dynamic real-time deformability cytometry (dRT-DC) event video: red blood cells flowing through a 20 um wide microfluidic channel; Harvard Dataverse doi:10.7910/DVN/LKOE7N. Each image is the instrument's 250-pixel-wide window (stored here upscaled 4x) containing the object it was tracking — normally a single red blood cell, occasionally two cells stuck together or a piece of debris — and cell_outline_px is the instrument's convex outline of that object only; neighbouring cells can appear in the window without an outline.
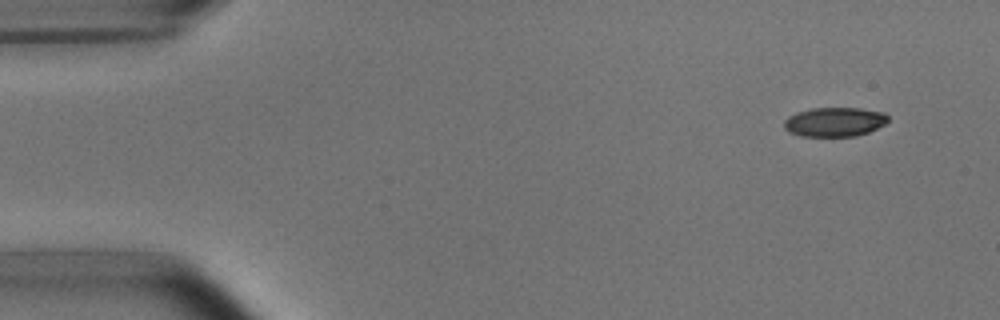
{"species": "common noctule bat (a hibernating species)", "species_latin": "Nyctalus noctula", "temperature_condition": "room temperature", "stored_images_in_passage": 4, "camera_frame_rate_fps": 3000, "um_per_image_px": 0.085, "animal": {"sex": "male", "body_mass_g": 15.6}, "frame": {"image": 1, "passage_image": 1, "time_ms": 0.0, "image_size_px": [1000, 320], "cell_outline_px": [[888, 120], [884, 124], [868, 132], [856, 136], [800, 136], [788, 132], [784, 128], [784, 120], [788, 116], [796, 112], [812, 108], [860, 108], [884, 112], [888, 116]], "centroid_in_image_um": [70.91, 10.36], "position_along_channel_um": 14.1, "area_um2": 17.8}}
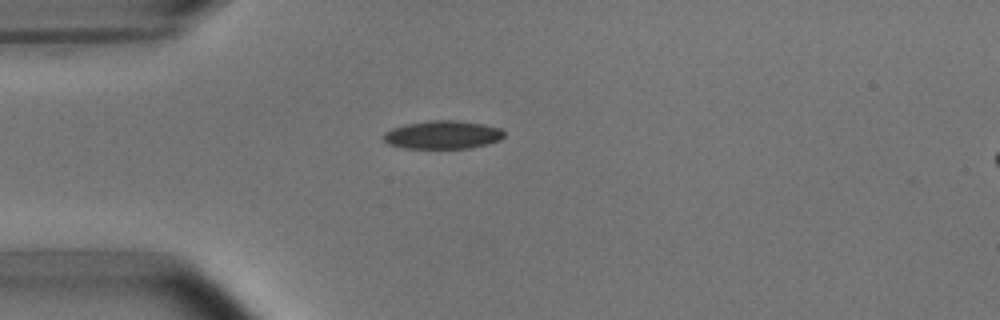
{"frame": {"image": 2, "passage_image": 4, "time_ms": 3.333, "image_size_px": [1000, 320], "cell_outline_px": [[504, 136], [500, 140], [488, 144], [468, 148], [404, 148], [388, 144], [380, 136], [384, 132], [392, 128], [404, 124], [432, 120], [456, 120], [484, 124], [500, 128], [504, 132]], "centroid_in_image_um": [37.6, 11.45], "position_along_channel_um": 47.4, "area_um2": 20.0}}